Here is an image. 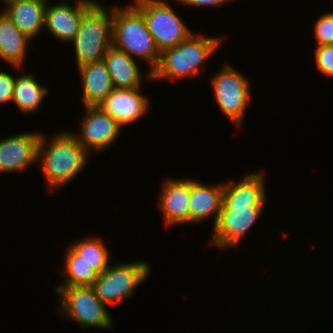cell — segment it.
Here are the masks:
<instances>
[{"label":"cell","instance_id":"1","mask_svg":"<svg viewBox=\"0 0 333 333\" xmlns=\"http://www.w3.org/2000/svg\"><path fill=\"white\" fill-rule=\"evenodd\" d=\"M245 174L236 182H224L222 210L209 240L220 251L228 247L236 248L242 242L267 203L266 176L263 171Z\"/></svg>","mask_w":333,"mask_h":333},{"label":"cell","instance_id":"2","mask_svg":"<svg viewBox=\"0 0 333 333\" xmlns=\"http://www.w3.org/2000/svg\"><path fill=\"white\" fill-rule=\"evenodd\" d=\"M44 135L40 137L37 164L47 188L57 191L84 170L90 154L71 131L55 133L49 140Z\"/></svg>","mask_w":333,"mask_h":333},{"label":"cell","instance_id":"3","mask_svg":"<svg viewBox=\"0 0 333 333\" xmlns=\"http://www.w3.org/2000/svg\"><path fill=\"white\" fill-rule=\"evenodd\" d=\"M222 38L224 36H203L192 32L177 46L160 53L159 62L151 72V80L165 78L173 82L175 79L197 78L205 69L206 61L222 46Z\"/></svg>","mask_w":333,"mask_h":333},{"label":"cell","instance_id":"4","mask_svg":"<svg viewBox=\"0 0 333 333\" xmlns=\"http://www.w3.org/2000/svg\"><path fill=\"white\" fill-rule=\"evenodd\" d=\"M112 46L135 60L148 63L150 69L145 78L151 81V72L159 62L160 52L143 15L132 4L113 6Z\"/></svg>","mask_w":333,"mask_h":333},{"label":"cell","instance_id":"5","mask_svg":"<svg viewBox=\"0 0 333 333\" xmlns=\"http://www.w3.org/2000/svg\"><path fill=\"white\" fill-rule=\"evenodd\" d=\"M96 1L82 15L74 40L77 67L103 61L112 46L113 6L105 7Z\"/></svg>","mask_w":333,"mask_h":333},{"label":"cell","instance_id":"6","mask_svg":"<svg viewBox=\"0 0 333 333\" xmlns=\"http://www.w3.org/2000/svg\"><path fill=\"white\" fill-rule=\"evenodd\" d=\"M59 297L57 313L74 321L83 328L109 329L112 317L105 305L95 294L92 286L56 287Z\"/></svg>","mask_w":333,"mask_h":333},{"label":"cell","instance_id":"7","mask_svg":"<svg viewBox=\"0 0 333 333\" xmlns=\"http://www.w3.org/2000/svg\"><path fill=\"white\" fill-rule=\"evenodd\" d=\"M133 1L132 5L143 15L160 53L177 46L192 33L168 0Z\"/></svg>","mask_w":333,"mask_h":333},{"label":"cell","instance_id":"8","mask_svg":"<svg viewBox=\"0 0 333 333\" xmlns=\"http://www.w3.org/2000/svg\"><path fill=\"white\" fill-rule=\"evenodd\" d=\"M144 260L110 264L93 282L96 296L107 306L128 300L151 272Z\"/></svg>","mask_w":333,"mask_h":333},{"label":"cell","instance_id":"9","mask_svg":"<svg viewBox=\"0 0 333 333\" xmlns=\"http://www.w3.org/2000/svg\"><path fill=\"white\" fill-rule=\"evenodd\" d=\"M224 64L217 74L211 76V87L220 110L240 128L250 104L251 84L249 78L236 68Z\"/></svg>","mask_w":333,"mask_h":333},{"label":"cell","instance_id":"10","mask_svg":"<svg viewBox=\"0 0 333 333\" xmlns=\"http://www.w3.org/2000/svg\"><path fill=\"white\" fill-rule=\"evenodd\" d=\"M84 108L86 111L79 124L80 131L77 134L73 132V135L88 153L104 152L120 137L122 127L99 105Z\"/></svg>","mask_w":333,"mask_h":333},{"label":"cell","instance_id":"11","mask_svg":"<svg viewBox=\"0 0 333 333\" xmlns=\"http://www.w3.org/2000/svg\"><path fill=\"white\" fill-rule=\"evenodd\" d=\"M41 134L20 132L0 140V173H18L37 165Z\"/></svg>","mask_w":333,"mask_h":333},{"label":"cell","instance_id":"12","mask_svg":"<svg viewBox=\"0 0 333 333\" xmlns=\"http://www.w3.org/2000/svg\"><path fill=\"white\" fill-rule=\"evenodd\" d=\"M161 188L157 204L166 226L190 224V178H170Z\"/></svg>","mask_w":333,"mask_h":333},{"label":"cell","instance_id":"13","mask_svg":"<svg viewBox=\"0 0 333 333\" xmlns=\"http://www.w3.org/2000/svg\"><path fill=\"white\" fill-rule=\"evenodd\" d=\"M142 87L134 89L114 88L113 91L99 104L123 128L135 123L146 116L149 111V98L140 91Z\"/></svg>","mask_w":333,"mask_h":333},{"label":"cell","instance_id":"14","mask_svg":"<svg viewBox=\"0 0 333 333\" xmlns=\"http://www.w3.org/2000/svg\"><path fill=\"white\" fill-rule=\"evenodd\" d=\"M47 1L44 17V30L57 40L71 43L78 31L83 13L93 3H77L60 1L58 4H48Z\"/></svg>","mask_w":333,"mask_h":333},{"label":"cell","instance_id":"15","mask_svg":"<svg viewBox=\"0 0 333 333\" xmlns=\"http://www.w3.org/2000/svg\"><path fill=\"white\" fill-rule=\"evenodd\" d=\"M223 195V182L205 185L190 179V224H198L212 217L214 227L222 210Z\"/></svg>","mask_w":333,"mask_h":333},{"label":"cell","instance_id":"16","mask_svg":"<svg viewBox=\"0 0 333 333\" xmlns=\"http://www.w3.org/2000/svg\"><path fill=\"white\" fill-rule=\"evenodd\" d=\"M47 1L49 0L3 3L6 5L3 11L14 25L33 42L44 30Z\"/></svg>","mask_w":333,"mask_h":333},{"label":"cell","instance_id":"17","mask_svg":"<svg viewBox=\"0 0 333 333\" xmlns=\"http://www.w3.org/2000/svg\"><path fill=\"white\" fill-rule=\"evenodd\" d=\"M31 41L14 25L4 11H0V60L2 59L17 71L21 70Z\"/></svg>","mask_w":333,"mask_h":333},{"label":"cell","instance_id":"18","mask_svg":"<svg viewBox=\"0 0 333 333\" xmlns=\"http://www.w3.org/2000/svg\"><path fill=\"white\" fill-rule=\"evenodd\" d=\"M84 106H98L114 89L103 61L78 67Z\"/></svg>","mask_w":333,"mask_h":333},{"label":"cell","instance_id":"19","mask_svg":"<svg viewBox=\"0 0 333 333\" xmlns=\"http://www.w3.org/2000/svg\"><path fill=\"white\" fill-rule=\"evenodd\" d=\"M114 88L142 87V72L138 62L126 52L111 46L103 57ZM142 77V78H141Z\"/></svg>","mask_w":333,"mask_h":333},{"label":"cell","instance_id":"20","mask_svg":"<svg viewBox=\"0 0 333 333\" xmlns=\"http://www.w3.org/2000/svg\"><path fill=\"white\" fill-rule=\"evenodd\" d=\"M22 75V76H21ZM48 88L37 80L34 74L26 73L16 76L14 83L12 102L18 108L20 113L35 114L42 106L46 95H48ZM35 112V113H34Z\"/></svg>","mask_w":333,"mask_h":333},{"label":"cell","instance_id":"21","mask_svg":"<svg viewBox=\"0 0 333 333\" xmlns=\"http://www.w3.org/2000/svg\"><path fill=\"white\" fill-rule=\"evenodd\" d=\"M64 257V272H60L65 275L64 280L56 287L92 286L99 274L90 264L78 260V254L70 246H67Z\"/></svg>","mask_w":333,"mask_h":333},{"label":"cell","instance_id":"22","mask_svg":"<svg viewBox=\"0 0 333 333\" xmlns=\"http://www.w3.org/2000/svg\"><path fill=\"white\" fill-rule=\"evenodd\" d=\"M69 246L78 254V260L90 264L98 274L105 271L112 263L110 252L100 237L87 236L72 242Z\"/></svg>","mask_w":333,"mask_h":333},{"label":"cell","instance_id":"23","mask_svg":"<svg viewBox=\"0 0 333 333\" xmlns=\"http://www.w3.org/2000/svg\"><path fill=\"white\" fill-rule=\"evenodd\" d=\"M315 46L333 45V12H325L314 23Z\"/></svg>","mask_w":333,"mask_h":333},{"label":"cell","instance_id":"24","mask_svg":"<svg viewBox=\"0 0 333 333\" xmlns=\"http://www.w3.org/2000/svg\"><path fill=\"white\" fill-rule=\"evenodd\" d=\"M315 65L323 75L333 77V45L315 46Z\"/></svg>","mask_w":333,"mask_h":333},{"label":"cell","instance_id":"25","mask_svg":"<svg viewBox=\"0 0 333 333\" xmlns=\"http://www.w3.org/2000/svg\"><path fill=\"white\" fill-rule=\"evenodd\" d=\"M16 77L3 70L0 71V104L12 101V93Z\"/></svg>","mask_w":333,"mask_h":333},{"label":"cell","instance_id":"26","mask_svg":"<svg viewBox=\"0 0 333 333\" xmlns=\"http://www.w3.org/2000/svg\"><path fill=\"white\" fill-rule=\"evenodd\" d=\"M176 2H179L183 5H189L190 7H220L222 4L225 5L226 2H229V0H175ZM232 1V0H230ZM235 1V0H234ZM174 2V0H173Z\"/></svg>","mask_w":333,"mask_h":333},{"label":"cell","instance_id":"27","mask_svg":"<svg viewBox=\"0 0 333 333\" xmlns=\"http://www.w3.org/2000/svg\"><path fill=\"white\" fill-rule=\"evenodd\" d=\"M61 1L68 2L69 0H61ZM75 1L77 3H95L96 2V0H75Z\"/></svg>","mask_w":333,"mask_h":333},{"label":"cell","instance_id":"28","mask_svg":"<svg viewBox=\"0 0 333 333\" xmlns=\"http://www.w3.org/2000/svg\"><path fill=\"white\" fill-rule=\"evenodd\" d=\"M1 1L2 0H0V4H1ZM14 1H35V0H3L2 2L9 3V2H14Z\"/></svg>","mask_w":333,"mask_h":333}]
</instances>
